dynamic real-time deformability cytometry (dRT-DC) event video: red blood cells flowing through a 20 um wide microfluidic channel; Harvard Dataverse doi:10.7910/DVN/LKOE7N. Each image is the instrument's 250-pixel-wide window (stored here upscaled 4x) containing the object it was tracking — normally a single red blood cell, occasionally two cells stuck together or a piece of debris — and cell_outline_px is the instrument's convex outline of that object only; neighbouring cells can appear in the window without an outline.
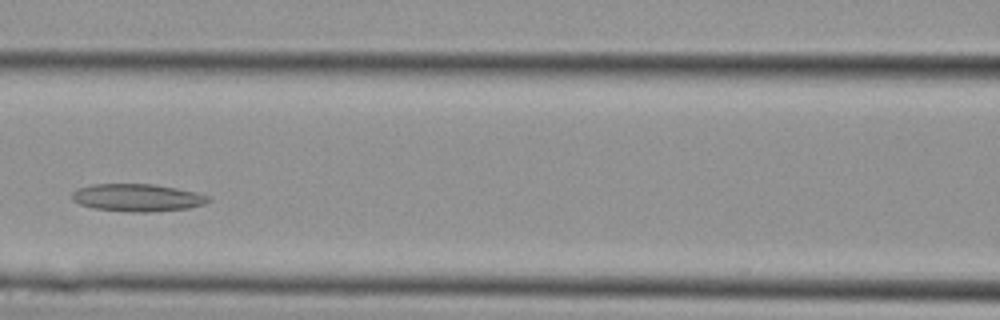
{"species": "Egyptian fruit bat (a non-hibernating species)", "species_latin": "Rousettus aegyptiacus", "temperature_condition": "cold", "stored_images_in_passage": 15, "camera_frame_rate_fps": 3000, "um_per_image_px": 0.085, "animal": {"sex": "female"}, "frame": {"image": 1, "passage_image": 8, "time_ms": 2.333, "image_size_px": [1000, 320], "cell_outline_px": [[212, 200], [204, 204], [188, 208], [148, 212], [132, 212], [96, 208], [80, 204], [72, 200], [72, 192], [76, 188], [92, 184], [152, 184], [176, 188], [196, 192], [212, 196]], "centroid_in_image_um": [11.7, 16.79], "position_along_channel_um": 154.9, "area_um2": 21.91}}
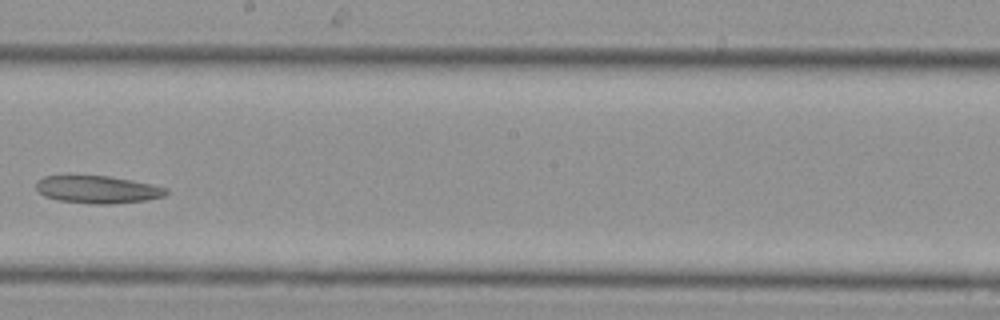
{"frame": {"image": 2, "passage_image": 12, "time_ms": 3.667, "image_size_px": [1000, 320], "cell_outline_px": [[168, 192], [164, 196], [148, 200], [112, 204], [88, 204], [56, 200], [44, 196], [36, 188], [36, 180], [44, 176], [64, 172], [68, 172], [112, 176], [152, 184], [168, 188]], "centroid_in_image_um": [8.21, 16.05], "position_along_channel_um": 240.0, "area_um2": 22.14}}
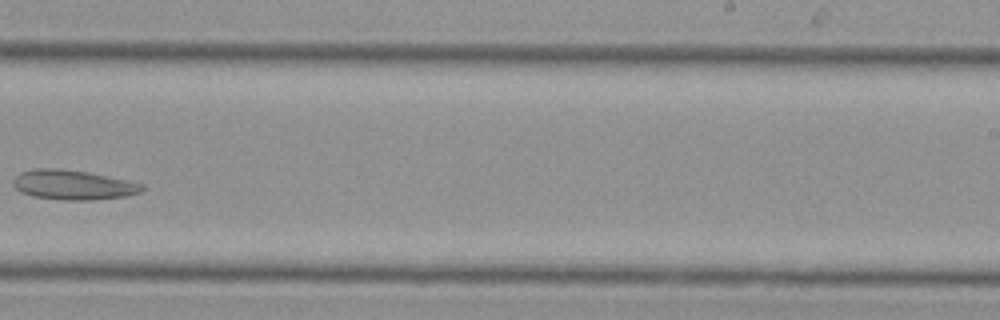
{"frame": {"image": 3, "passage_image": 14, "time_ms": 4.333, "image_size_px": [1000, 320], "cell_outline_px": [[144, 188], [140, 192], [128, 196], [92, 200], [64, 200], [32, 196], [20, 192], [16, 188], [12, 180], [20, 172], [32, 168], [56, 168], [88, 172], [144, 184]], "centroid_in_image_um": [6.19, 15.71], "position_along_channel_um": 282.8, "area_um2": 22.31}}